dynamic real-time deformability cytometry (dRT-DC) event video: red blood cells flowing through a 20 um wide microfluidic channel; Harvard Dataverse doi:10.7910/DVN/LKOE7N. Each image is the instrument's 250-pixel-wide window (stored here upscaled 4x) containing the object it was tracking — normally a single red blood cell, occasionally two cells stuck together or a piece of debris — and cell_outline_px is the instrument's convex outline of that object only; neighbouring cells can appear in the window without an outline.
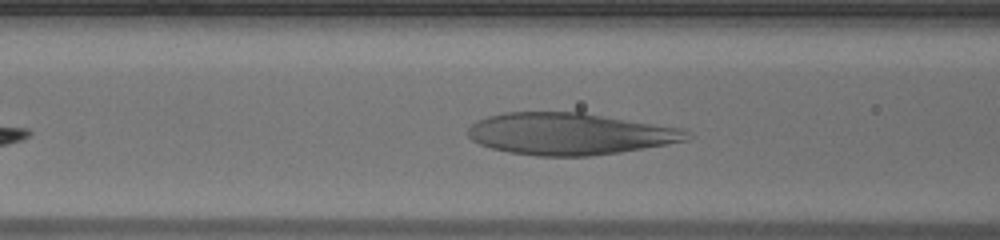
{"species": "human", "species_latin": "Homo sapiens", "temperature_condition": "warm", "stored_images_in_passage": 30, "camera_frame_rate_fps": 3000, "um_per_image_px": 0.085, "donor": {"sex": "male"}, "frame": {"image": 1, "passage_image": 8, "time_ms": 2.333, "image_size_px": [1000, 240], "cell_outline_px": [[696, 136], [688, 140], [668, 144], [620, 152], [588, 156], [536, 156], [508, 152], [492, 148], [480, 144], [472, 140], [468, 136], [468, 128], [476, 120], [488, 116], [504, 112], [584, 112], [684, 128]], "centroid_in_image_um": [48.48, 11.37], "position_along_channel_um": 118.1, "area_um2": 53.93}}
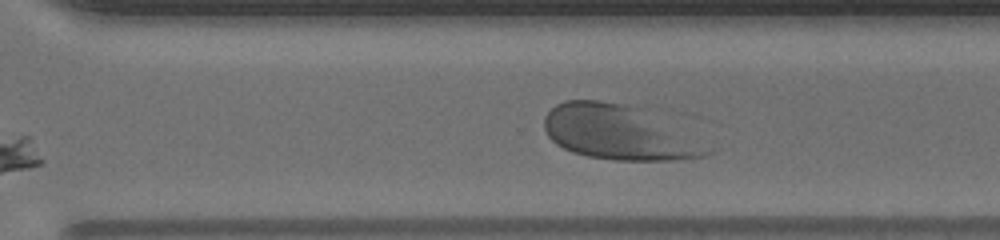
{"frame": {"image": 2, "passage_image": 23, "time_ms": 7.333, "image_size_px": [1000, 240], "cell_outline_px": [[716, 152], [708, 156], [676, 160], [616, 160], [588, 156], [572, 152], [556, 144], [548, 136], [544, 128], [544, 116], [556, 104], [564, 100], [600, 100], [624, 104], [640, 108]], "centroid_in_image_um": [52.51, 11.27], "position_along_channel_um": 318.1, "area_um2": 50.81}}
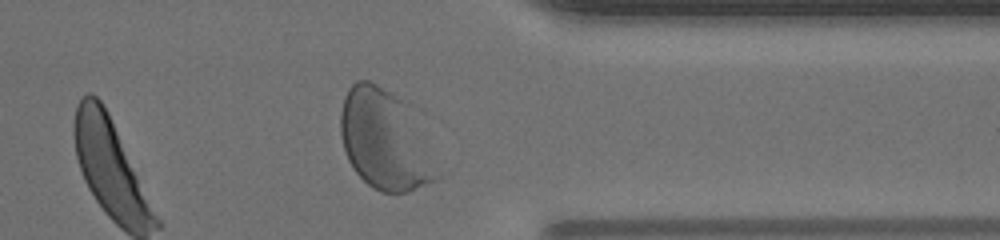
{"frame": {"image": 3, "passage_image": 28, "time_ms": 9.0, "image_size_px": [1000, 240], "cell_outline_px": [[440, 180], [408, 192], [380, 192], [372, 188], [352, 168], [348, 160], [340, 136], [340, 112], [344, 96], [348, 88], [356, 80], [368, 80], [376, 84], [396, 96], [408, 104], [440, 176]], "centroid_in_image_um": [32.67, 11.92], "position_along_channel_um": 378.7, "area_um2": 55.6}}